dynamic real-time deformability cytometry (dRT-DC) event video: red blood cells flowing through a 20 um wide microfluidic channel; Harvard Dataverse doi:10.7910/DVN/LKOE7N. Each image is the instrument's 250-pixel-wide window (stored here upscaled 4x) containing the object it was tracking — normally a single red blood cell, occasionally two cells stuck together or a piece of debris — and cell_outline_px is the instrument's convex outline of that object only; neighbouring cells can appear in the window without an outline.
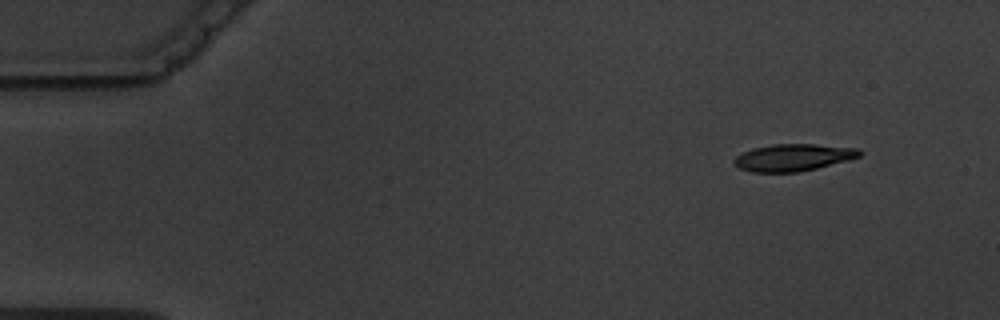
{"species": "common noctule bat (a hibernating species)", "species_latin": "Nyctalus noctula", "temperature_condition": "warm", "stored_images_in_passage": 4, "camera_frame_rate_fps": 3000, "um_per_image_px": 0.085, "animal": {"sex": "male", "body_mass_g": 19.5, "forearm_length_mm": 54.6}, "frame": {"image": 1, "passage_image": 1, "time_ms": 0.0, "image_size_px": [1000, 320], "cell_outline_px": [[864, 152], [860, 156], [848, 160], [816, 168], [796, 172], [752, 172], [740, 168], [732, 164], [732, 160], [736, 156], [752, 148], [772, 144], [816, 144], [860, 148]], "centroid_in_image_um": [67.43, 13.37], "position_along_channel_um": 17.6, "area_um2": 19.88}}
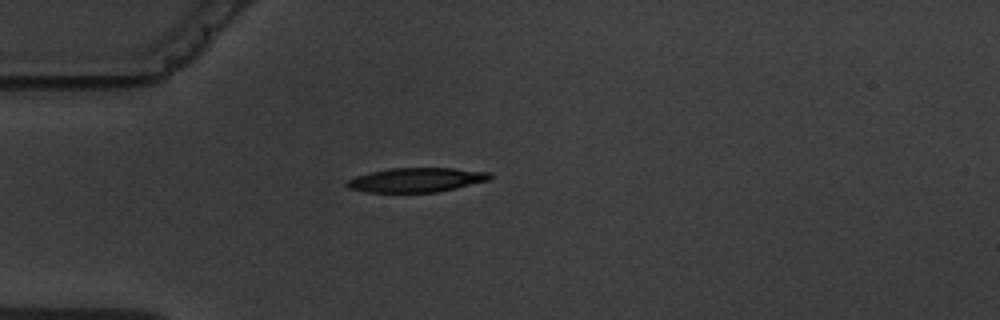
{"frame": {"image": 2, "passage_image": 4, "time_ms": 3.333, "image_size_px": [1000, 320], "cell_outline_px": [[492, 180], [456, 188], [436, 192], [368, 192], [348, 188], [344, 184], [348, 180], [356, 176], [388, 168], [456, 168], [492, 172]], "centroid_in_image_um": [35.45, 15.29], "position_along_channel_um": 49.5, "area_um2": 20.4}}